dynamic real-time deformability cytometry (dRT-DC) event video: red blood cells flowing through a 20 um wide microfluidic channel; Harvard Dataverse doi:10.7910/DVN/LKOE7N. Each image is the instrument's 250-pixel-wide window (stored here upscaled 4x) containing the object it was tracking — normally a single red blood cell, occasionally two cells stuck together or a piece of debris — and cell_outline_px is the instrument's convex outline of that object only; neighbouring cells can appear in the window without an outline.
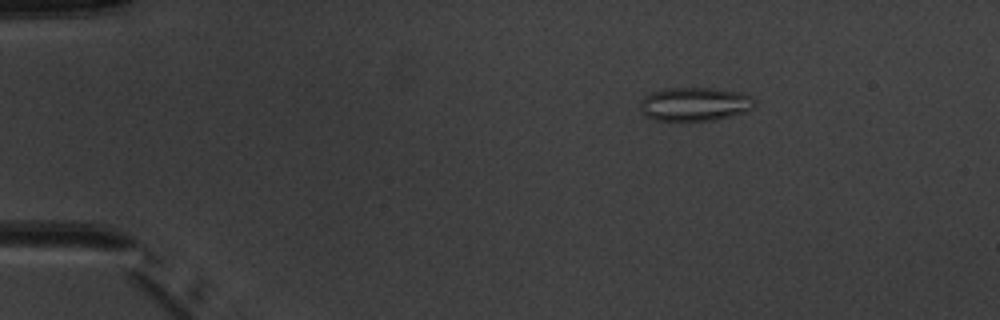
{"species": "common noctule bat (a hibernating species)", "species_latin": "Nyctalus noctula", "temperature_condition": "warm", "stored_images_in_passage": 4, "camera_frame_rate_fps": 3000, "um_per_image_px": 0.085, "animal": {"sex": "male", "body_mass_g": 20.1, "forearm_length_mm": 53.5}, "frame": {"image": 1, "passage_image": 2, "time_ms": 1.0, "image_size_px": [1000, 320], "cell_outline_px": [[756, 104], [752, 108], [744, 112], [716, 120], [656, 120], [648, 116], [640, 108], [640, 104], [644, 96], [652, 92], [668, 88], [716, 88], [740, 92], [756, 100]], "centroid_in_image_um": [59.09, 8.84], "position_along_channel_um": 25.9, "area_um2": 22.25}}